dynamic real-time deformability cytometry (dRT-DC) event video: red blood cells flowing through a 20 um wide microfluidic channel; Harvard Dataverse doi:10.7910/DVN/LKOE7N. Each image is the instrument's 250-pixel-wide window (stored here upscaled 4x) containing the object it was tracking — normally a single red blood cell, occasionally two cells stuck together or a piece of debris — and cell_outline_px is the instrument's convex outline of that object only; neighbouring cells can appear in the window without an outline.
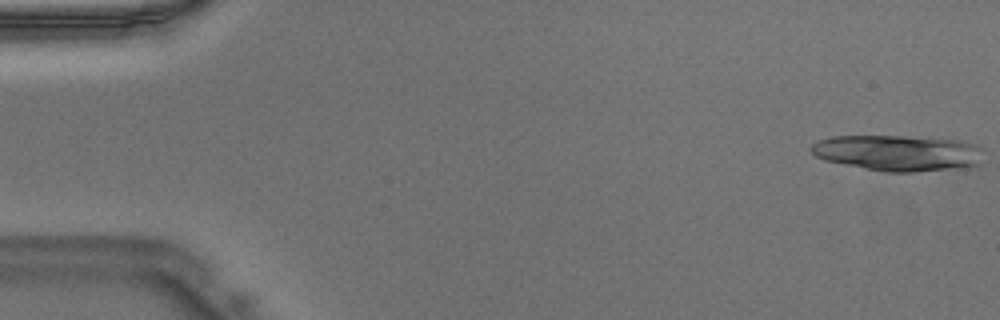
{"species": "Egyptian fruit bat (a non-hibernating species)", "species_latin": "Rousettus aegyptiacus", "temperature_condition": "warm", "stored_images_in_passage": 17, "camera_frame_rate_fps": 3000, "um_per_image_px": 0.085, "animal": {"sex": "male"}, "frame": {"image": 1, "passage_image": 1, "time_ms": 0.0, "image_size_px": [1000, 320], "cell_outline_px": [[984, 148], [980, 164], [972, 168], [912, 172], [884, 172], [824, 160], [816, 156], [808, 148], [812, 144], [820, 140], [832, 136], [900, 136], [960, 140], [976, 144]], "centroid_in_image_um": [76.41, 13.01], "position_along_channel_um": 8.6, "area_um2": 36.59}}
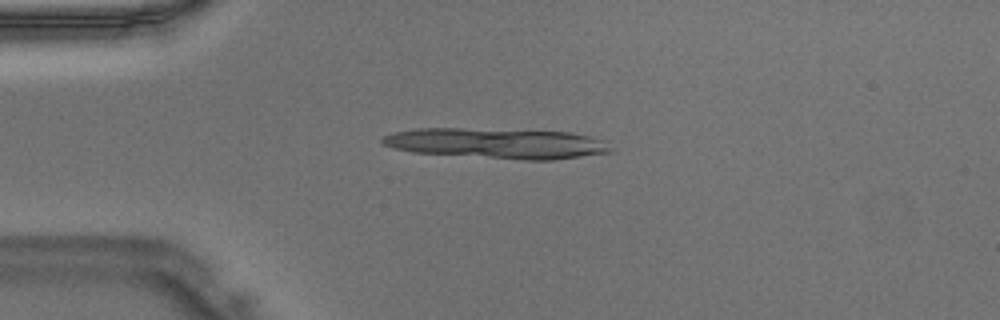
{"frame": {"image": 2, "passage_image": 11, "time_ms": 3.333, "image_size_px": [1000, 320], "cell_outline_px": [[612, 152], [552, 160], [524, 160], [412, 152], [392, 148], [380, 144], [380, 136], [392, 132], [416, 128], [460, 128], [572, 132], [608, 140]], "centroid_in_image_um": [42.21, 12.18], "position_along_channel_um": 42.8, "area_um2": 40.92}}